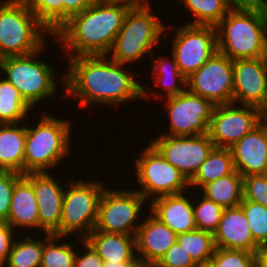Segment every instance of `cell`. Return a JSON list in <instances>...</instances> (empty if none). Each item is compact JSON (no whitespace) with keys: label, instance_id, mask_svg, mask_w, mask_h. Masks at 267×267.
I'll return each mask as SVG.
<instances>
[{"label":"cell","instance_id":"cell-1","mask_svg":"<svg viewBox=\"0 0 267 267\" xmlns=\"http://www.w3.org/2000/svg\"><path fill=\"white\" fill-rule=\"evenodd\" d=\"M68 60L67 73L60 75L65 95L78 97L81 107H94L95 104L115 107L142 100V84L135 79V74L129 73L126 65L113 61L109 55H81Z\"/></svg>","mask_w":267,"mask_h":267},{"label":"cell","instance_id":"cell-2","mask_svg":"<svg viewBox=\"0 0 267 267\" xmlns=\"http://www.w3.org/2000/svg\"><path fill=\"white\" fill-rule=\"evenodd\" d=\"M131 6L96 0L72 16L54 35L66 57L108 55Z\"/></svg>","mask_w":267,"mask_h":267},{"label":"cell","instance_id":"cell-3","mask_svg":"<svg viewBox=\"0 0 267 267\" xmlns=\"http://www.w3.org/2000/svg\"><path fill=\"white\" fill-rule=\"evenodd\" d=\"M28 126L26 125L24 175L46 170L50 172L70 155L71 121L57 119L42 112L36 127Z\"/></svg>","mask_w":267,"mask_h":267},{"label":"cell","instance_id":"cell-4","mask_svg":"<svg viewBox=\"0 0 267 267\" xmlns=\"http://www.w3.org/2000/svg\"><path fill=\"white\" fill-rule=\"evenodd\" d=\"M215 27L217 50L233 61L267 57L261 21L253 6H233Z\"/></svg>","mask_w":267,"mask_h":267},{"label":"cell","instance_id":"cell-5","mask_svg":"<svg viewBox=\"0 0 267 267\" xmlns=\"http://www.w3.org/2000/svg\"><path fill=\"white\" fill-rule=\"evenodd\" d=\"M150 6L129 9L108 53L113 61L128 65L142 60L147 54L154 57V47L160 44L166 27Z\"/></svg>","mask_w":267,"mask_h":267},{"label":"cell","instance_id":"cell-6","mask_svg":"<svg viewBox=\"0 0 267 267\" xmlns=\"http://www.w3.org/2000/svg\"><path fill=\"white\" fill-rule=\"evenodd\" d=\"M51 33L38 21L23 0L0 3V59L39 50Z\"/></svg>","mask_w":267,"mask_h":267},{"label":"cell","instance_id":"cell-7","mask_svg":"<svg viewBox=\"0 0 267 267\" xmlns=\"http://www.w3.org/2000/svg\"><path fill=\"white\" fill-rule=\"evenodd\" d=\"M46 47L45 43L33 53L0 59L1 73L5 72V78L17 88L32 108L43 99L54 98L59 88L55 79V67H51L48 61L37 60L38 53L43 52Z\"/></svg>","mask_w":267,"mask_h":267},{"label":"cell","instance_id":"cell-8","mask_svg":"<svg viewBox=\"0 0 267 267\" xmlns=\"http://www.w3.org/2000/svg\"><path fill=\"white\" fill-rule=\"evenodd\" d=\"M67 182L60 226L53 235L69 237L80 232L78 238L84 240L95 229L99 202L106 186L98 180L69 179Z\"/></svg>","mask_w":267,"mask_h":267},{"label":"cell","instance_id":"cell-9","mask_svg":"<svg viewBox=\"0 0 267 267\" xmlns=\"http://www.w3.org/2000/svg\"><path fill=\"white\" fill-rule=\"evenodd\" d=\"M135 174L140 189L137 191L147 200L150 197L186 192L189 182L173 167L151 144L142 149L140 157L135 158Z\"/></svg>","mask_w":267,"mask_h":267},{"label":"cell","instance_id":"cell-10","mask_svg":"<svg viewBox=\"0 0 267 267\" xmlns=\"http://www.w3.org/2000/svg\"><path fill=\"white\" fill-rule=\"evenodd\" d=\"M147 200L137 190L105 187L99 202L95 230L135 236L141 225L138 218ZM138 219V220H137Z\"/></svg>","mask_w":267,"mask_h":267},{"label":"cell","instance_id":"cell-11","mask_svg":"<svg viewBox=\"0 0 267 267\" xmlns=\"http://www.w3.org/2000/svg\"><path fill=\"white\" fill-rule=\"evenodd\" d=\"M174 31L171 54L180 72L188 78L218 51L216 27L185 23Z\"/></svg>","mask_w":267,"mask_h":267},{"label":"cell","instance_id":"cell-12","mask_svg":"<svg viewBox=\"0 0 267 267\" xmlns=\"http://www.w3.org/2000/svg\"><path fill=\"white\" fill-rule=\"evenodd\" d=\"M169 118V133L172 136H196L208 134L215 105L188 89L179 95L163 99ZM167 105V106H166Z\"/></svg>","mask_w":267,"mask_h":267},{"label":"cell","instance_id":"cell-13","mask_svg":"<svg viewBox=\"0 0 267 267\" xmlns=\"http://www.w3.org/2000/svg\"><path fill=\"white\" fill-rule=\"evenodd\" d=\"M187 89L215 106L233 103V60L217 51L187 78Z\"/></svg>","mask_w":267,"mask_h":267},{"label":"cell","instance_id":"cell-14","mask_svg":"<svg viewBox=\"0 0 267 267\" xmlns=\"http://www.w3.org/2000/svg\"><path fill=\"white\" fill-rule=\"evenodd\" d=\"M150 144L189 182L215 147L209 134L172 136L159 134Z\"/></svg>","mask_w":267,"mask_h":267},{"label":"cell","instance_id":"cell-15","mask_svg":"<svg viewBox=\"0 0 267 267\" xmlns=\"http://www.w3.org/2000/svg\"><path fill=\"white\" fill-rule=\"evenodd\" d=\"M263 121L262 110L235 103L217 105L209 125L215 147L230 148Z\"/></svg>","mask_w":267,"mask_h":267},{"label":"cell","instance_id":"cell-16","mask_svg":"<svg viewBox=\"0 0 267 267\" xmlns=\"http://www.w3.org/2000/svg\"><path fill=\"white\" fill-rule=\"evenodd\" d=\"M233 77V103L267 106V57L234 60Z\"/></svg>","mask_w":267,"mask_h":267},{"label":"cell","instance_id":"cell-17","mask_svg":"<svg viewBox=\"0 0 267 267\" xmlns=\"http://www.w3.org/2000/svg\"><path fill=\"white\" fill-rule=\"evenodd\" d=\"M48 171L32 172V186L35 192L39 230L53 234L60 226L65 189Z\"/></svg>","mask_w":267,"mask_h":267},{"label":"cell","instance_id":"cell-18","mask_svg":"<svg viewBox=\"0 0 267 267\" xmlns=\"http://www.w3.org/2000/svg\"><path fill=\"white\" fill-rule=\"evenodd\" d=\"M236 171L243 177L267 174V121L230 147Z\"/></svg>","mask_w":267,"mask_h":267},{"label":"cell","instance_id":"cell-19","mask_svg":"<svg viewBox=\"0 0 267 267\" xmlns=\"http://www.w3.org/2000/svg\"><path fill=\"white\" fill-rule=\"evenodd\" d=\"M149 216V217H148ZM142 219L135 235L137 258L146 266L153 267L176 242L177 234L152 213Z\"/></svg>","mask_w":267,"mask_h":267},{"label":"cell","instance_id":"cell-20","mask_svg":"<svg viewBox=\"0 0 267 267\" xmlns=\"http://www.w3.org/2000/svg\"><path fill=\"white\" fill-rule=\"evenodd\" d=\"M216 248L245 250L254 253L259 245L254 241L249 222L240 205L224 208L220 223L213 232Z\"/></svg>","mask_w":267,"mask_h":267},{"label":"cell","instance_id":"cell-21","mask_svg":"<svg viewBox=\"0 0 267 267\" xmlns=\"http://www.w3.org/2000/svg\"><path fill=\"white\" fill-rule=\"evenodd\" d=\"M184 193L162 196L147 202L150 203L149 211L176 234L197 229L193 212L194 202Z\"/></svg>","mask_w":267,"mask_h":267},{"label":"cell","instance_id":"cell-22","mask_svg":"<svg viewBox=\"0 0 267 267\" xmlns=\"http://www.w3.org/2000/svg\"><path fill=\"white\" fill-rule=\"evenodd\" d=\"M7 222L15 229H39L38 204L32 186V172L15 183Z\"/></svg>","mask_w":267,"mask_h":267},{"label":"cell","instance_id":"cell-23","mask_svg":"<svg viewBox=\"0 0 267 267\" xmlns=\"http://www.w3.org/2000/svg\"><path fill=\"white\" fill-rule=\"evenodd\" d=\"M84 240L104 262H133L137 258L135 236L93 229Z\"/></svg>","mask_w":267,"mask_h":267},{"label":"cell","instance_id":"cell-24","mask_svg":"<svg viewBox=\"0 0 267 267\" xmlns=\"http://www.w3.org/2000/svg\"><path fill=\"white\" fill-rule=\"evenodd\" d=\"M0 124V171H12L24 175V151L26 125Z\"/></svg>","mask_w":267,"mask_h":267},{"label":"cell","instance_id":"cell-25","mask_svg":"<svg viewBox=\"0 0 267 267\" xmlns=\"http://www.w3.org/2000/svg\"><path fill=\"white\" fill-rule=\"evenodd\" d=\"M158 56L160 58L152 59L154 61L152 65V78L155 82L154 86H161V91H165L163 94L160 93L159 95L156 92L150 93L146 89L147 86L142 84V99H149L150 97L156 98L158 96L157 99L159 100V98H161L160 100H162V98L164 99L165 97L168 98L179 95L187 89V78L180 72L174 56L171 54L169 60L160 56V54H158Z\"/></svg>","mask_w":267,"mask_h":267},{"label":"cell","instance_id":"cell-26","mask_svg":"<svg viewBox=\"0 0 267 267\" xmlns=\"http://www.w3.org/2000/svg\"><path fill=\"white\" fill-rule=\"evenodd\" d=\"M235 171L230 148L214 147L208 157L199 166L189 187L202 188L207 183L226 177Z\"/></svg>","mask_w":267,"mask_h":267},{"label":"cell","instance_id":"cell-27","mask_svg":"<svg viewBox=\"0 0 267 267\" xmlns=\"http://www.w3.org/2000/svg\"><path fill=\"white\" fill-rule=\"evenodd\" d=\"M201 191L207 199L223 208L238 206L243 200V176L235 170L226 177L207 183Z\"/></svg>","mask_w":267,"mask_h":267},{"label":"cell","instance_id":"cell-28","mask_svg":"<svg viewBox=\"0 0 267 267\" xmlns=\"http://www.w3.org/2000/svg\"><path fill=\"white\" fill-rule=\"evenodd\" d=\"M32 108L4 76L0 78V124L22 123Z\"/></svg>","mask_w":267,"mask_h":267},{"label":"cell","instance_id":"cell-29","mask_svg":"<svg viewBox=\"0 0 267 267\" xmlns=\"http://www.w3.org/2000/svg\"><path fill=\"white\" fill-rule=\"evenodd\" d=\"M53 234L45 233L41 239H33L26 236L23 239L15 240L12 250L9 253L5 267H40L44 243Z\"/></svg>","mask_w":267,"mask_h":267},{"label":"cell","instance_id":"cell-30","mask_svg":"<svg viewBox=\"0 0 267 267\" xmlns=\"http://www.w3.org/2000/svg\"><path fill=\"white\" fill-rule=\"evenodd\" d=\"M176 242L197 264L208 263L216 249L213 233L199 229L177 234Z\"/></svg>","mask_w":267,"mask_h":267},{"label":"cell","instance_id":"cell-31","mask_svg":"<svg viewBox=\"0 0 267 267\" xmlns=\"http://www.w3.org/2000/svg\"><path fill=\"white\" fill-rule=\"evenodd\" d=\"M195 18L192 25L216 26L233 7L228 0H182Z\"/></svg>","mask_w":267,"mask_h":267},{"label":"cell","instance_id":"cell-32","mask_svg":"<svg viewBox=\"0 0 267 267\" xmlns=\"http://www.w3.org/2000/svg\"><path fill=\"white\" fill-rule=\"evenodd\" d=\"M38 21L52 34L64 25V4L62 0H23Z\"/></svg>","mask_w":267,"mask_h":267},{"label":"cell","instance_id":"cell-33","mask_svg":"<svg viewBox=\"0 0 267 267\" xmlns=\"http://www.w3.org/2000/svg\"><path fill=\"white\" fill-rule=\"evenodd\" d=\"M64 238L52 235L44 243L40 267H74L77 252L73 242L55 244L57 240L62 241Z\"/></svg>","mask_w":267,"mask_h":267},{"label":"cell","instance_id":"cell-34","mask_svg":"<svg viewBox=\"0 0 267 267\" xmlns=\"http://www.w3.org/2000/svg\"><path fill=\"white\" fill-rule=\"evenodd\" d=\"M239 205L249 222L254 241L259 246L267 244V207L244 199Z\"/></svg>","mask_w":267,"mask_h":267},{"label":"cell","instance_id":"cell-35","mask_svg":"<svg viewBox=\"0 0 267 267\" xmlns=\"http://www.w3.org/2000/svg\"><path fill=\"white\" fill-rule=\"evenodd\" d=\"M193 204L194 220L197 229L213 233L220 223L224 208L204 195Z\"/></svg>","mask_w":267,"mask_h":267},{"label":"cell","instance_id":"cell-36","mask_svg":"<svg viewBox=\"0 0 267 267\" xmlns=\"http://www.w3.org/2000/svg\"><path fill=\"white\" fill-rule=\"evenodd\" d=\"M209 262L214 267H255V256L245 250L216 248Z\"/></svg>","mask_w":267,"mask_h":267},{"label":"cell","instance_id":"cell-37","mask_svg":"<svg viewBox=\"0 0 267 267\" xmlns=\"http://www.w3.org/2000/svg\"><path fill=\"white\" fill-rule=\"evenodd\" d=\"M243 199L267 207V174L243 177Z\"/></svg>","mask_w":267,"mask_h":267},{"label":"cell","instance_id":"cell-38","mask_svg":"<svg viewBox=\"0 0 267 267\" xmlns=\"http://www.w3.org/2000/svg\"><path fill=\"white\" fill-rule=\"evenodd\" d=\"M21 176L12 171H0V223L7 222L14 186Z\"/></svg>","mask_w":267,"mask_h":267},{"label":"cell","instance_id":"cell-39","mask_svg":"<svg viewBox=\"0 0 267 267\" xmlns=\"http://www.w3.org/2000/svg\"><path fill=\"white\" fill-rule=\"evenodd\" d=\"M153 267H198V264L175 242Z\"/></svg>","mask_w":267,"mask_h":267},{"label":"cell","instance_id":"cell-40","mask_svg":"<svg viewBox=\"0 0 267 267\" xmlns=\"http://www.w3.org/2000/svg\"><path fill=\"white\" fill-rule=\"evenodd\" d=\"M15 229L8 223H0V265H4L12 250Z\"/></svg>","mask_w":267,"mask_h":267},{"label":"cell","instance_id":"cell-41","mask_svg":"<svg viewBox=\"0 0 267 267\" xmlns=\"http://www.w3.org/2000/svg\"><path fill=\"white\" fill-rule=\"evenodd\" d=\"M85 247V252L81 256V253L76 254L74 260V267H103L104 261L94 250V248L85 240L81 239Z\"/></svg>","mask_w":267,"mask_h":267},{"label":"cell","instance_id":"cell-42","mask_svg":"<svg viewBox=\"0 0 267 267\" xmlns=\"http://www.w3.org/2000/svg\"><path fill=\"white\" fill-rule=\"evenodd\" d=\"M64 4V24L74 15L81 13L96 0H62Z\"/></svg>","mask_w":267,"mask_h":267},{"label":"cell","instance_id":"cell-43","mask_svg":"<svg viewBox=\"0 0 267 267\" xmlns=\"http://www.w3.org/2000/svg\"><path fill=\"white\" fill-rule=\"evenodd\" d=\"M253 7L258 12L261 21L263 36L267 46V0H257L254 3Z\"/></svg>","mask_w":267,"mask_h":267},{"label":"cell","instance_id":"cell-44","mask_svg":"<svg viewBox=\"0 0 267 267\" xmlns=\"http://www.w3.org/2000/svg\"><path fill=\"white\" fill-rule=\"evenodd\" d=\"M255 267H267V244L260 245L254 252Z\"/></svg>","mask_w":267,"mask_h":267},{"label":"cell","instance_id":"cell-45","mask_svg":"<svg viewBox=\"0 0 267 267\" xmlns=\"http://www.w3.org/2000/svg\"><path fill=\"white\" fill-rule=\"evenodd\" d=\"M103 267H148L143 264L138 258L133 262H104Z\"/></svg>","mask_w":267,"mask_h":267},{"label":"cell","instance_id":"cell-46","mask_svg":"<svg viewBox=\"0 0 267 267\" xmlns=\"http://www.w3.org/2000/svg\"><path fill=\"white\" fill-rule=\"evenodd\" d=\"M109 2L125 3L131 7H143L150 5L149 0H105Z\"/></svg>","mask_w":267,"mask_h":267},{"label":"cell","instance_id":"cell-47","mask_svg":"<svg viewBox=\"0 0 267 267\" xmlns=\"http://www.w3.org/2000/svg\"><path fill=\"white\" fill-rule=\"evenodd\" d=\"M233 6H253L257 0H228Z\"/></svg>","mask_w":267,"mask_h":267},{"label":"cell","instance_id":"cell-48","mask_svg":"<svg viewBox=\"0 0 267 267\" xmlns=\"http://www.w3.org/2000/svg\"><path fill=\"white\" fill-rule=\"evenodd\" d=\"M198 267H214V266L210 262H208V263L198 264Z\"/></svg>","mask_w":267,"mask_h":267},{"label":"cell","instance_id":"cell-49","mask_svg":"<svg viewBox=\"0 0 267 267\" xmlns=\"http://www.w3.org/2000/svg\"><path fill=\"white\" fill-rule=\"evenodd\" d=\"M263 115H267V106L262 110Z\"/></svg>","mask_w":267,"mask_h":267},{"label":"cell","instance_id":"cell-50","mask_svg":"<svg viewBox=\"0 0 267 267\" xmlns=\"http://www.w3.org/2000/svg\"><path fill=\"white\" fill-rule=\"evenodd\" d=\"M263 120L267 121V115H263Z\"/></svg>","mask_w":267,"mask_h":267}]
</instances>
